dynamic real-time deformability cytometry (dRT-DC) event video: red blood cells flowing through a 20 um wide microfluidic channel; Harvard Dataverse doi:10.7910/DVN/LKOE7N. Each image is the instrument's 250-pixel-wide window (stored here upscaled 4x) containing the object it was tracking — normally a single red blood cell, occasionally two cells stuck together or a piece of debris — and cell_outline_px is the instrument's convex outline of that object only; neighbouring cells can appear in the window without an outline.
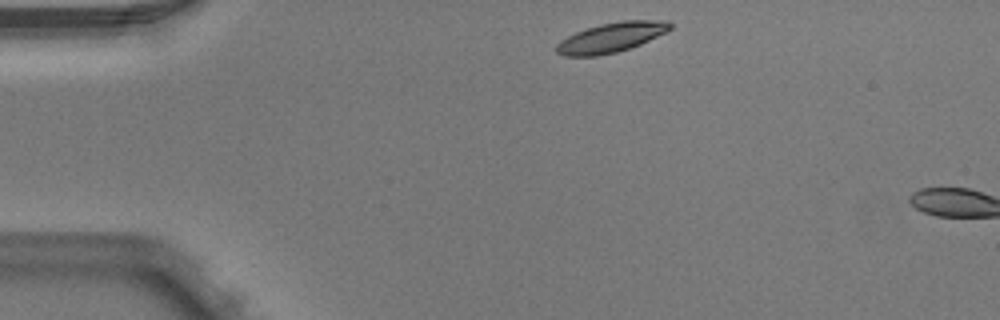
{"species": "Egyptian fruit bat (a non-hibernating species)", "species_latin": "Rousettus aegyptiacus", "temperature_condition": "warm", "stored_images_in_passage": 2, "camera_frame_rate_fps": 3000, "um_per_image_px": 0.085, "animal": {"sex": "male"}, "frame": {"image": 1, "passage_image": 1, "time_ms": 0.0, "image_size_px": [1000, 320], "cell_outline_px": [[672, 28], [668, 32], [640, 44], [616, 52], [596, 56], [564, 56], [556, 52], [556, 44], [560, 40], [576, 32], [600, 24], [624, 20], [668, 20], [672, 24]], "centroid_in_image_um": [51.98, 3.18], "position_along_channel_um": 33.0, "area_um2": 19.71}}